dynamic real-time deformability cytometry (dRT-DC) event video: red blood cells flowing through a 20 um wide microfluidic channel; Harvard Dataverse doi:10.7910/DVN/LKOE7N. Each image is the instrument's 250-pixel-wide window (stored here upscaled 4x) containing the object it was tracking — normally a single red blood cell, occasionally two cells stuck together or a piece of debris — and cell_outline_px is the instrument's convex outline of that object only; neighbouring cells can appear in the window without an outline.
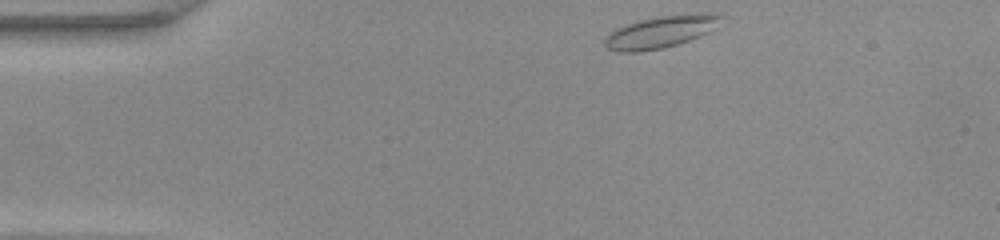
{"species": "common noctule bat (a hibernating species)", "species_latin": "Nyctalus noctula", "temperature_condition": "warm", "stored_images_in_passage": 40, "camera_frame_rate_fps": 3000, "um_per_image_px": 0.085, "animal": {"sex": "female", "body_mass_g": 22.0, "forearm_length_mm": 56.7}, "frame": {"image": 1, "passage_image": 1, "time_ms": 0.0, "image_size_px": [1000, 240], "cell_outline_px": [[724, 16], [716, 28], [700, 36], [664, 48], [640, 52], [616, 52], [608, 48], [604, 44], [604, 36], [628, 24], [640, 20], [660, 16], [700, 12], [724, 12]], "centroid_in_image_um": [56.25, 2.69], "position_along_channel_um": 28.8, "area_um2": 21.96}}
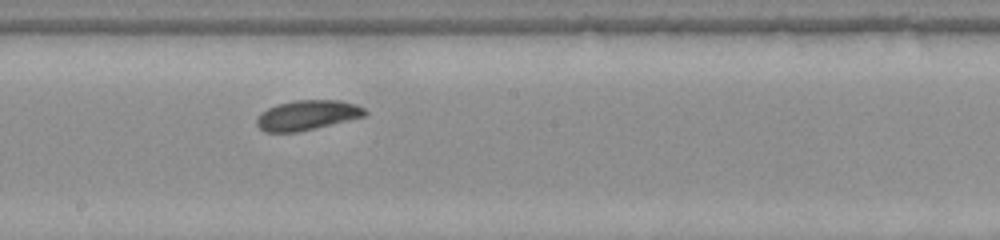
{"frame": {"image": 2, "passage_image": 19, "time_ms": 6.0, "image_size_px": [1000, 240], "cell_outline_px": [[368, 116], [316, 128], [296, 132], [264, 132], [256, 124], [256, 120], [260, 112], [276, 104], [296, 100], [340, 100], [356, 104], [364, 108], [368, 112]], "centroid_in_image_um": [26.14, 9.79], "position_along_channel_um": 222.1, "area_um2": 19.07}}
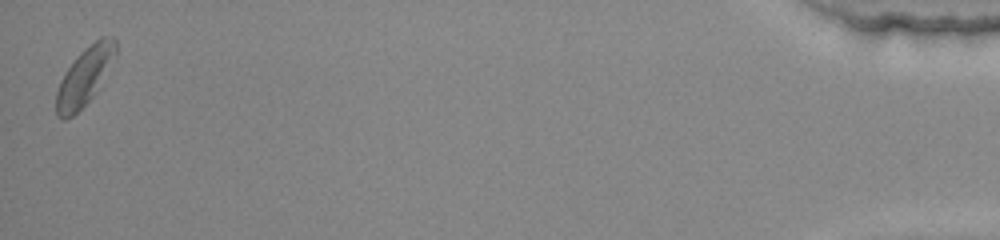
{"frame": {"image": 3, "passage_image": 40, "time_ms": 13.0, "image_size_px": [1000, 240], "cell_outline_px": [[116, 56], [96, 92], [72, 116], [64, 120], [56, 116], [56, 92], [60, 80], [64, 72], [76, 56], [84, 48], [100, 36], [116, 36]], "centroid_in_image_um": [7.2, 6.45], "position_along_channel_um": 428.0, "area_um2": 20.11}}